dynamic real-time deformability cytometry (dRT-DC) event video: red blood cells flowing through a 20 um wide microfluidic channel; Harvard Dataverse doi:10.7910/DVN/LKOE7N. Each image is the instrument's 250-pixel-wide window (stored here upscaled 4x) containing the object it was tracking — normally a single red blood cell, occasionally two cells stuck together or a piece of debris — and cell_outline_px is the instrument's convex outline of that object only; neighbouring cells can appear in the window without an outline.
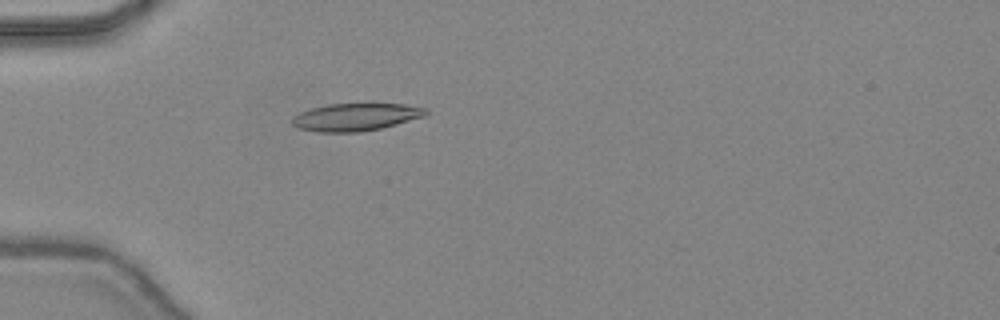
{"species": "common noctule bat (a hibernating species)", "species_latin": "Nyctalus noctula", "temperature_condition": "warm", "stored_images_in_passage": 45, "camera_frame_rate_fps": 3000, "um_per_image_px": 0.085, "animal": {"sex": "female", "body_mass_g": 24.6, "forearm_length_mm": 56.2}, "frame": {"image": 1, "passage_image": 15, "time_ms": 4.667, "image_size_px": [1000, 320], "cell_outline_px": [[428, 112], [424, 116], [396, 124], [380, 128], [360, 132], [316, 132], [296, 128], [292, 124], [292, 116], [300, 112], [312, 108], [328, 104], [404, 104], [428, 108]], "centroid_in_image_um": [30.2, 9.95], "position_along_channel_um": 54.8, "area_um2": 21.44}}
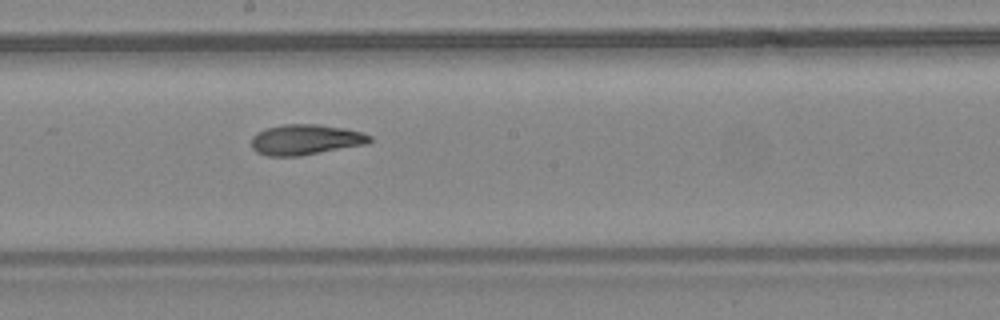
{"frame": {"image": 2, "passage_image": 27, "time_ms": 8.667, "image_size_px": [1000, 320], "cell_outline_px": [[372, 140], [368, 144], [300, 156], [268, 156], [256, 152], [252, 148], [252, 136], [256, 132], [264, 128], [284, 124], [320, 124], [344, 128], [360, 132], [372, 136]], "centroid_in_image_um": [25.96, 11.87], "position_along_channel_um": 222.2, "area_um2": 21.21}}
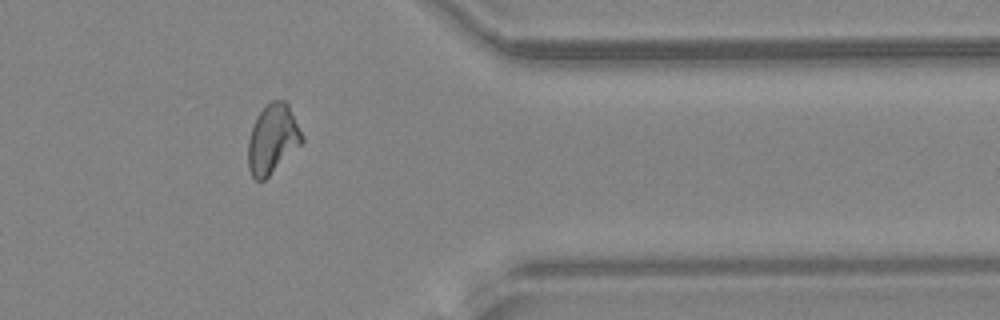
{"frame": {"image": 3, "passage_image": 39, "time_ms": 12.667, "image_size_px": [1000, 320], "cell_outline_px": [[304, 140], [264, 180], [256, 180], [252, 176], [248, 168], [248, 140], [252, 124], [256, 116], [272, 100], [284, 100], [288, 104], [304, 136]], "centroid_in_image_um": [23.15, 11.79], "position_along_channel_um": 388.3, "area_um2": 21.5}, "authors_computed_cell_mechanics": {"area_um2": 20.8658, "velocity_mm_per_s": 4.4695, "shape_relaxation_time_tau1_ms": 8.2512, "shape_relaxation_time_tau2_ms": 2.0796, "deformation_change_tau1": 0.2455, "deformation_change_tau2": 0.0889}}